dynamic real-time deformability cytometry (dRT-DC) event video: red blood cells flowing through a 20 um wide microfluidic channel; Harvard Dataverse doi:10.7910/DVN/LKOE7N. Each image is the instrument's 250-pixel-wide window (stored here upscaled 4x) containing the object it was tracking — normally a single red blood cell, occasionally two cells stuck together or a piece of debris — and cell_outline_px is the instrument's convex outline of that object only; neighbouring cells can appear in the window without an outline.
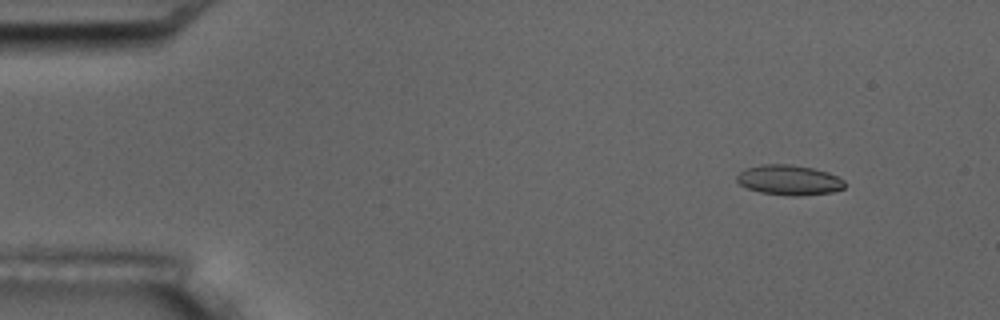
{"species": "common noctule bat (a hibernating species)", "species_latin": "Nyctalus noctula", "temperature_condition": "room temperature", "stored_images_in_passage": 5, "camera_frame_rate_fps": 3000, "um_per_image_px": 0.085, "animal": {"sex": "male", "body_mass_g": 17.5, "forearm_length_mm": 52.3}, "frame": {"image": 1, "passage_image": 2, "time_ms": 1.333, "image_size_px": [1000, 320], "cell_outline_px": [[844, 188], [832, 192], [800, 196], [788, 196], [760, 192], [748, 188], [740, 184], [736, 180], [736, 176], [744, 168], [760, 164], [788, 164], [812, 168], [828, 172], [844, 180]], "centroid_in_image_um": [67.05, 15.3], "position_along_channel_um": 18.0, "area_um2": 18.96}}
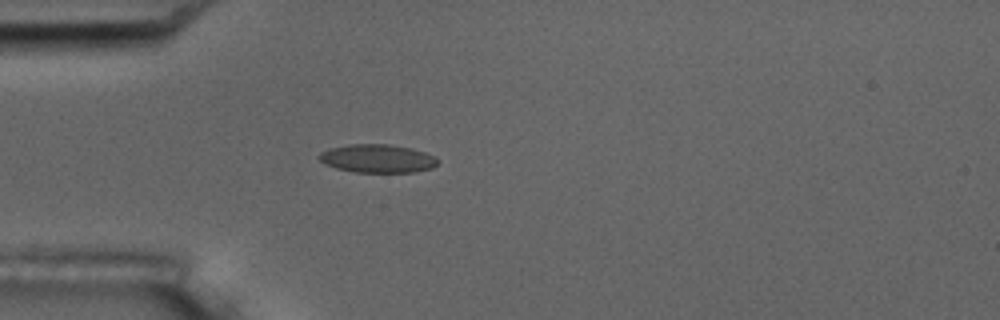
{"frame": {"image": 2, "passage_image": 5, "time_ms": 4.667, "image_size_px": [1000, 320], "cell_outline_px": [[436, 164], [432, 168], [412, 172], [356, 172], [336, 168], [324, 164], [316, 156], [320, 152], [332, 148], [348, 144], [388, 144], [412, 148], [436, 156]], "centroid_in_image_um": [32.05, 13.47], "position_along_channel_um": 52.9, "area_um2": 19.54}}